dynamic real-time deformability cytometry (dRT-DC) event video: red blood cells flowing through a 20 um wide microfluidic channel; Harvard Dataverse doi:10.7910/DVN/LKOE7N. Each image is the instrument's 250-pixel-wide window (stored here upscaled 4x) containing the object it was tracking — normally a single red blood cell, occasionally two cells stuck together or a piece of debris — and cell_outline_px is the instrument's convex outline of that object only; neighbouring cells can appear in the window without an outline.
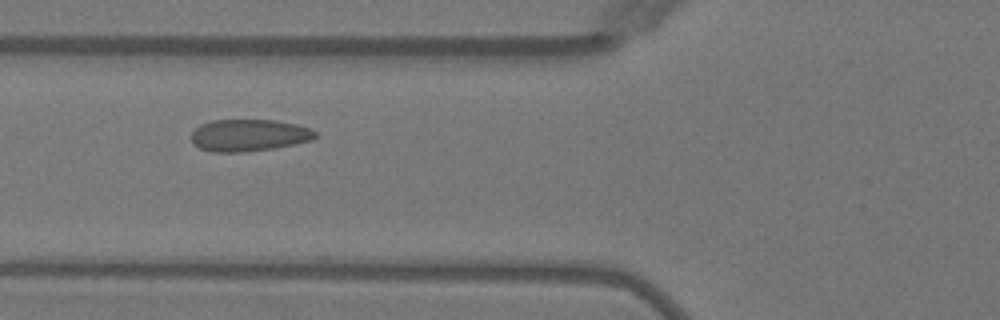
{"species": "Egyptian fruit bat (a non-hibernating species)", "species_latin": "Rousettus aegyptiacus", "temperature_condition": "warm", "stored_images_in_passage": 4, "camera_frame_rate_fps": 3000, "um_per_image_px": 0.085, "animal": {"sex": "female"}, "frame": {"image": 1, "passage_image": 4, "time_ms": 4.0, "image_size_px": [1000, 320], "cell_outline_px": [[316, 136], [312, 140], [272, 148], [244, 152], [212, 152], [200, 148], [192, 144], [192, 132], [200, 124], [212, 120], [276, 120], [296, 124], [308, 128], [316, 132]], "centroid_in_image_um": [21.12, 11.49], "position_along_channel_um": 104.7, "area_um2": 23.0}}